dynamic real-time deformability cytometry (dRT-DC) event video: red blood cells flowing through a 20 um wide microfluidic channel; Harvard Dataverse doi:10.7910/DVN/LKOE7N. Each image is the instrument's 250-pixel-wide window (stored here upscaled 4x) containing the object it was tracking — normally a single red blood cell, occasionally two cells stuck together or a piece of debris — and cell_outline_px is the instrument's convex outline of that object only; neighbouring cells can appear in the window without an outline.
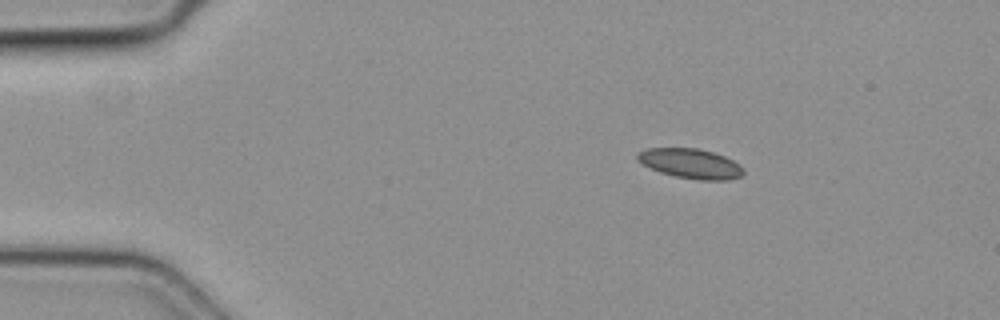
{"species": "common noctule bat (a hibernating species)", "species_latin": "Nyctalus noctula", "temperature_condition": "cold", "stored_images_in_passage": 2, "camera_frame_rate_fps": 3000, "um_per_image_px": 0.085, "animal": {"sex": "female", "body_mass_g": 19.3, "forearm_length_mm": 54.1}, "frame": {"image": 1, "passage_image": 1, "time_ms": 0.0, "image_size_px": [1000, 320], "cell_outline_px": [[744, 176], [728, 180], [700, 180], [676, 176], [660, 172], [636, 160], [636, 152], [644, 148], [696, 148], [712, 152], [724, 156], [740, 164], [744, 168]], "centroid_in_image_um": [58.71, 13.9], "position_along_channel_um": 26.3, "area_um2": 18.5}}